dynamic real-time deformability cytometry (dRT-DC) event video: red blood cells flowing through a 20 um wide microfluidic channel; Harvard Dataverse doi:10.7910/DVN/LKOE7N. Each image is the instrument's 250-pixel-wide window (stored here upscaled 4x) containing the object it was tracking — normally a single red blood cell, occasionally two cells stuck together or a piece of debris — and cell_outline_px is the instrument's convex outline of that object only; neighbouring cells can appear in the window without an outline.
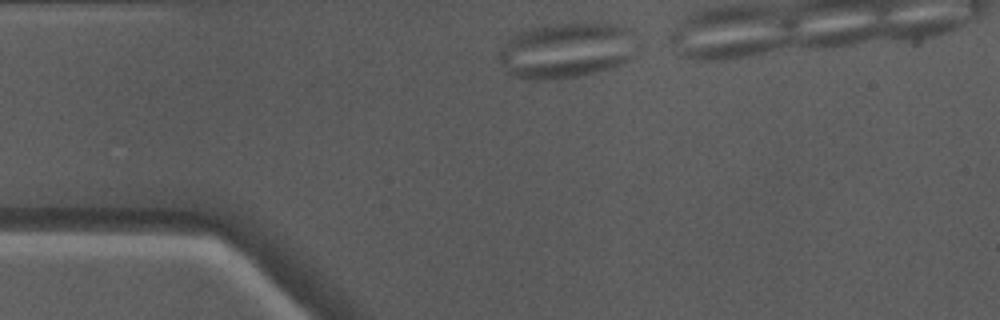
{"species": "Egyptian fruit bat (a non-hibernating species)", "species_latin": "Rousettus aegyptiacus", "temperature_condition": "warm", "stored_images_in_passage": 30, "camera_frame_rate_fps": 3000, "um_per_image_px": 0.085, "animal": {"sex": "male"}, "frame": {"image": 1, "passage_image": 1, "time_ms": 0.0, "image_size_px": [1000, 320], "cell_outline_px": [[644, 40], [640, 48], [628, 60], [620, 64], [596, 72], [576, 76], [548, 80], [528, 80], [508, 76], [504, 72], [500, 64], [500, 48], [508, 36], [516, 32], [528, 28], [544, 24], [580, 20], [616, 24], [632, 28]], "centroid_in_image_um": [48.22, 4.22], "position_along_channel_um": 36.8, "area_um2": 47.34}}